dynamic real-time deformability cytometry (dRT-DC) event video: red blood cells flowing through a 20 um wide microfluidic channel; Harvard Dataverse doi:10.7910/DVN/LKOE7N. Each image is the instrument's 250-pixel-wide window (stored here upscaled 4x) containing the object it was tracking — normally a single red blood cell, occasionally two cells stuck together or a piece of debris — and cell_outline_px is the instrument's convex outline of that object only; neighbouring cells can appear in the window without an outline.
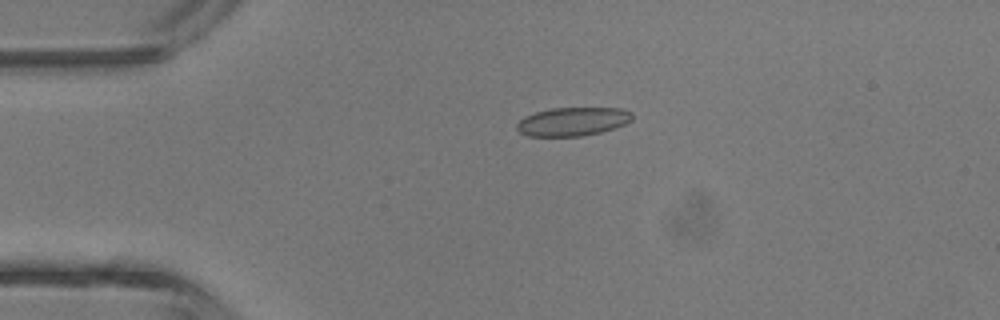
{"species": "common noctule bat (a hibernating species)", "species_latin": "Nyctalus noctula", "temperature_condition": "room temperature", "stored_images_in_passage": 4, "camera_frame_rate_fps": 3000, "um_per_image_px": 0.085, "animal": {"sex": "male", "body_mass_g": 13.3}, "frame": {"image": 1, "passage_image": 3, "time_ms": 2.333, "image_size_px": [1000, 320], "cell_outline_px": [[632, 120], [624, 124], [600, 132], [580, 136], [528, 136], [520, 132], [516, 128], [516, 124], [524, 116], [536, 112], [552, 108], [620, 108], [632, 112]], "centroid_in_image_um": [48.66, 10.33], "position_along_channel_um": 36.3, "area_um2": 19.07}}